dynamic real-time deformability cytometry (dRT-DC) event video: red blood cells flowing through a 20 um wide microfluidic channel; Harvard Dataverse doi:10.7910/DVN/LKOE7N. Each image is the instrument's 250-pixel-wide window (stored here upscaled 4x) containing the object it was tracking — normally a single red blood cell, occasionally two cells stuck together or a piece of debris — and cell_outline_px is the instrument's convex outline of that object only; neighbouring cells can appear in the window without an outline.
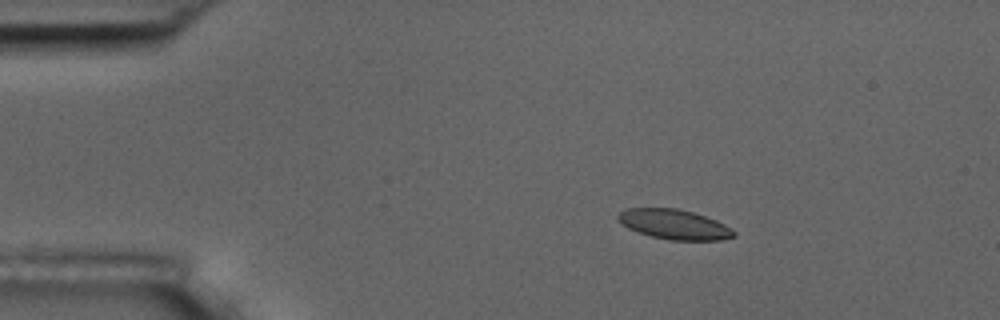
{"species": "common noctule bat (a hibernating species)", "species_latin": "Nyctalus noctula", "temperature_condition": "room temperature", "stored_images_in_passage": 4, "camera_frame_rate_fps": 3000, "um_per_image_px": 0.085, "animal": {"sex": "male", "body_mass_g": 17.5, "forearm_length_mm": 52.3}, "frame": {"image": 1, "passage_image": 2, "time_ms": 1.0, "image_size_px": [1000, 320], "cell_outline_px": [[736, 236], [720, 240], [668, 240], [652, 236], [628, 228], [616, 216], [624, 208], [676, 208], [692, 212], [716, 220], [724, 224], [736, 232]], "centroid_in_image_um": [57.33, 19.07], "position_along_channel_um": 27.7, "area_um2": 19.94}}